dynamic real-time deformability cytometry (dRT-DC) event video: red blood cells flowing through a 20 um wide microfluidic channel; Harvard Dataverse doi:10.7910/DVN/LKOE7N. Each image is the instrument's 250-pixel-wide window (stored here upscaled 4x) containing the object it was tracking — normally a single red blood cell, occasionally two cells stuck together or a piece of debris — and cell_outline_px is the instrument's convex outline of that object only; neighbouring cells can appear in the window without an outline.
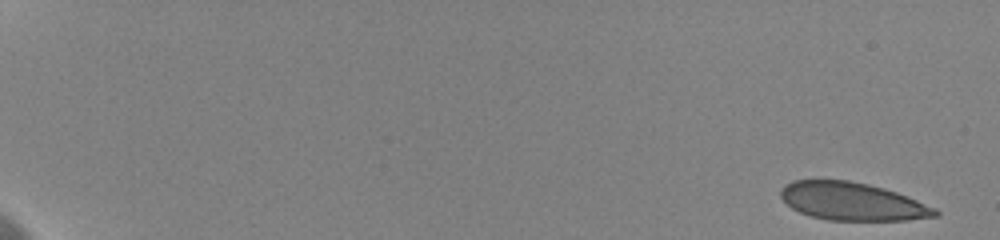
{"species": "human", "species_latin": "Homo sapiens", "temperature_condition": "cold", "stored_images_in_passage": 6, "camera_frame_rate_fps": 3000, "um_per_image_px": 0.085, "donor": {"sex": "female"}, "frame": {"image": 1, "passage_image": 1, "time_ms": 0.0, "image_size_px": [1000, 240], "cell_outline_px": [[940, 216], [908, 220], [828, 220], [812, 216], [800, 212], [792, 208], [780, 196], [780, 188], [784, 184], [792, 180], [848, 180], [868, 184], [884, 188], [908, 196], [936, 208], [940, 212]], "centroid_in_image_um": [72.46, 17.12], "position_along_channel_um": 12.5, "area_um2": 34.22}}
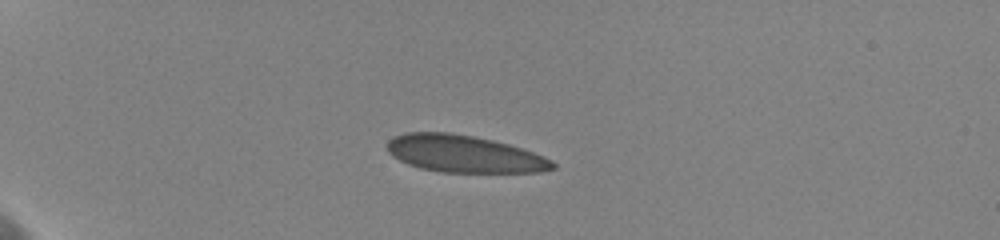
{"frame": {"image": 2, "passage_image": 5, "time_ms": 5.0, "image_size_px": [1000, 240], "cell_outline_px": [[556, 168], [540, 172], [444, 172], [420, 168], [408, 164], [392, 156], [388, 152], [388, 140], [404, 132], [448, 132], [472, 136], [492, 140], [508, 144], [544, 156], [552, 160], [556, 164]], "centroid_in_image_um": [39.45, 13.08], "position_along_channel_um": 45.5, "area_um2": 35.66}}